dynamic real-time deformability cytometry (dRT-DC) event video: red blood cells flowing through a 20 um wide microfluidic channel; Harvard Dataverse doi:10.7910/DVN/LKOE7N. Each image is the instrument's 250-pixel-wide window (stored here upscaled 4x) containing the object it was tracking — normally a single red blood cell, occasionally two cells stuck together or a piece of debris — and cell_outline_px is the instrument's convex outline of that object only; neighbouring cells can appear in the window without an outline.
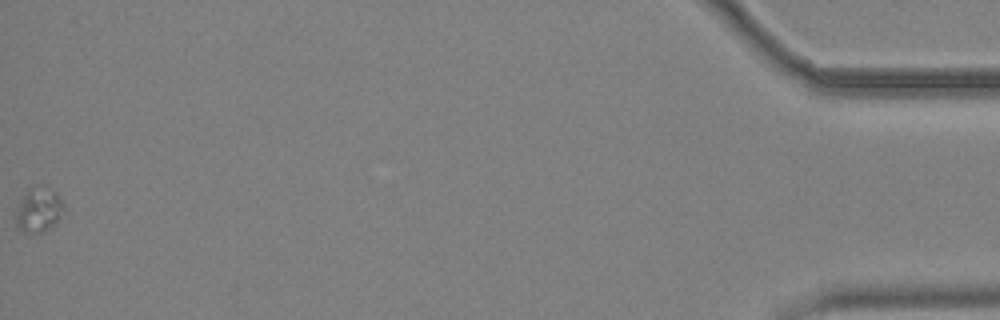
{"species": "common noctule bat (a hibernating species)", "species_latin": "Nyctalus noctula", "temperature_condition": "cold", "stored_images_in_passage": 57, "camera_frame_rate_fps": 3000, "um_per_image_px": 0.085, "animal": {"sex": "male", "body_mass_g": 19.2, "forearm_length_mm": 51.8}, "frame": {"image": 1, "passage_image": 57, "time_ms": 18.667, "image_size_px": [1000, 320], "cell_outline_px": [[68, 212], [44, 232], [24, 232], [16, 224], [16, 212], [24, 196], [32, 188], [56, 192], [64, 204]], "centroid_in_image_um": [3.37, 17.92], "position_along_channel_um": 431.8, "area_um2": 11.91}}